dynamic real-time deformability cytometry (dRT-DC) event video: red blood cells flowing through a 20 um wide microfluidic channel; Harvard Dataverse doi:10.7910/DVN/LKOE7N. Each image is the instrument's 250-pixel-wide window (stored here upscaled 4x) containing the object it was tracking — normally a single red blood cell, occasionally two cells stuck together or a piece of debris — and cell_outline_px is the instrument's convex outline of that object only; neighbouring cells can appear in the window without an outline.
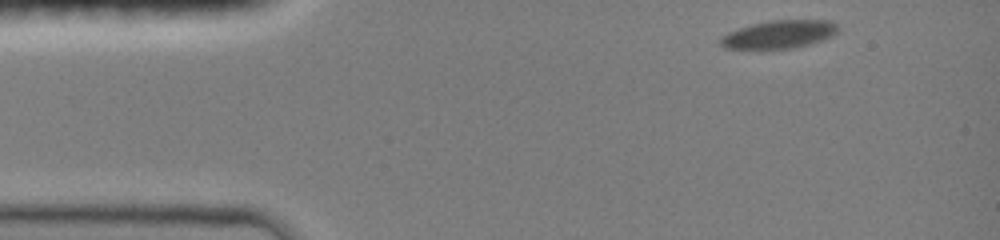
{"species": "common noctule bat (a hibernating species)", "species_latin": "Nyctalus noctula", "temperature_condition": "room temperature", "stored_images_in_passage": 43, "camera_frame_rate_fps": 3000, "um_per_image_px": 0.085, "animal": {"sex": "female", "body_mass_g": 19.0, "forearm_length_mm": 51.5}, "frame": {"image": 1, "passage_image": 1, "time_ms": 0.0, "image_size_px": [1000, 240], "cell_outline_px": [[840, 32], [832, 36], [808, 44], [788, 48], [724, 48], [720, 44], [720, 36], [728, 32], [752, 24], [772, 20], [832, 20], [836, 24]], "centroid_in_image_um": [66.24, 2.9], "position_along_channel_um": 18.8, "area_um2": 18.96}}
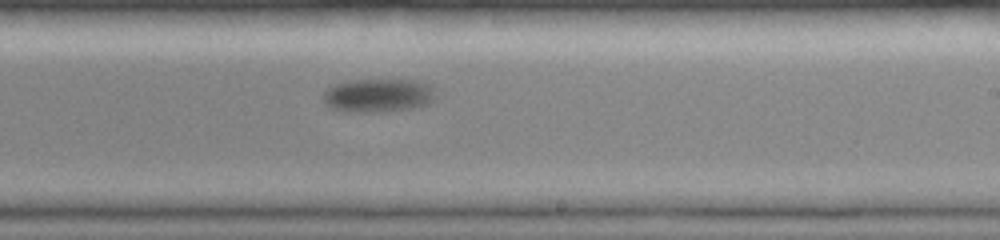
{"frame": {"image": 2, "passage_image": 27, "time_ms": 8.667, "image_size_px": [1000, 240], "cell_outline_px": [[432, 100], [428, 104], [412, 108], [384, 112], [340, 112], [328, 108], [324, 104], [324, 92], [328, 88], [336, 84], [352, 80], [420, 80], [428, 84], [432, 88]], "centroid_in_image_um": [32.08, 8.13], "position_along_channel_um": 256.9, "area_um2": 22.08}}
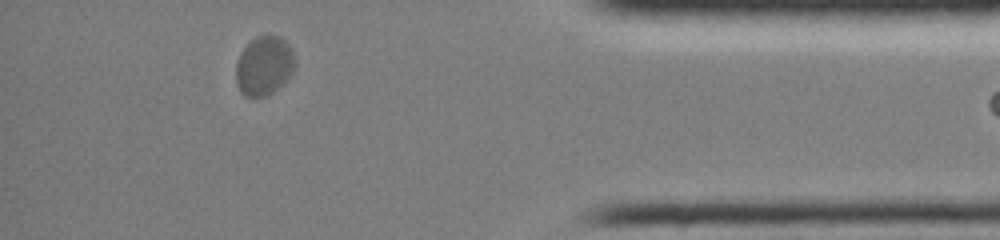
{"frame": {"image": 3, "passage_image": 42, "time_ms": 13.667, "image_size_px": [1000, 240], "cell_outline_px": [[296, 64], [292, 72], [284, 84], [272, 92], [264, 96], [244, 96], [240, 92], [236, 84], [236, 64], [240, 52], [256, 36], [280, 36], [292, 48], [296, 60]], "centroid_in_image_um": [22.46, 5.59], "position_along_channel_um": 412.7, "area_um2": 20.46}}